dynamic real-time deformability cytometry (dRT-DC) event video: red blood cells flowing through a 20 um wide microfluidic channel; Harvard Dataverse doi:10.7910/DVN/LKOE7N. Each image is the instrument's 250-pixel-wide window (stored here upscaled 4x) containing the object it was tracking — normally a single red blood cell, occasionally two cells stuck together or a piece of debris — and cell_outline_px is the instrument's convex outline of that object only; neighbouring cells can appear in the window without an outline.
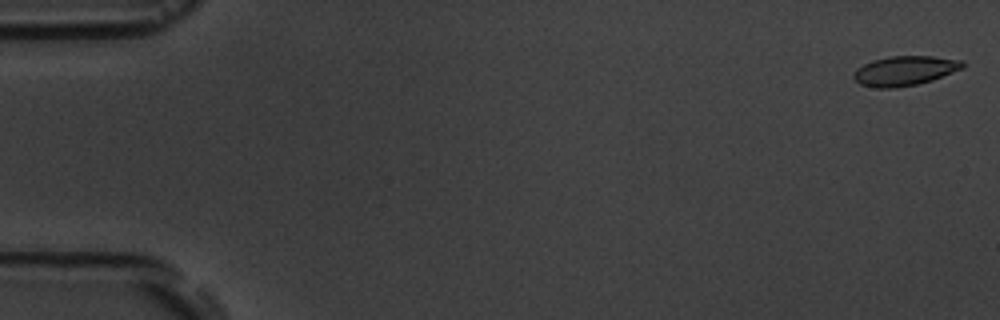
{"species": "common noctule bat (a hibernating species)", "species_latin": "Nyctalus noctula", "temperature_condition": "room temperature", "stored_images_in_passage": 4, "camera_frame_rate_fps": 3000, "um_per_image_px": 0.085, "animal": {"sex": "male", "body_mass_g": 19.5, "forearm_length_mm": 54.6}, "frame": {"image": 1, "passage_image": 1, "time_ms": 0.0, "image_size_px": [1000, 320], "cell_outline_px": [[964, 68], [932, 80], [916, 84], [896, 88], [876, 88], [860, 84], [852, 76], [856, 68], [872, 60], [888, 56], [932, 56], [964, 60]], "centroid_in_image_um": [76.9, 6.01], "position_along_channel_um": 8.1, "area_um2": 18.9}}
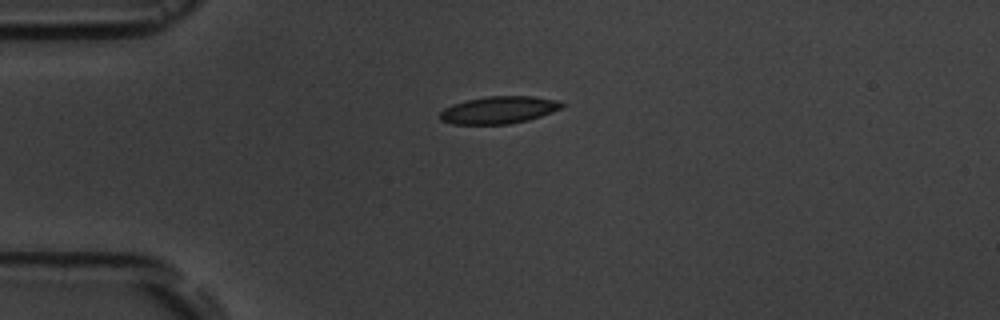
{"frame": {"image": 2, "passage_image": 4, "time_ms": 4.333, "image_size_px": [1000, 320], "cell_outline_px": [[564, 104], [560, 108], [552, 112], [528, 120], [508, 124], [452, 124], [440, 120], [440, 112], [444, 108], [452, 104], [464, 100], [484, 96], [532, 96], [556, 100]], "centroid_in_image_um": [42.34, 9.34], "position_along_channel_um": 42.7, "area_um2": 19.42}}